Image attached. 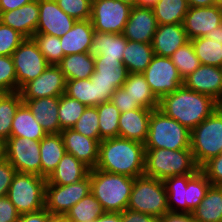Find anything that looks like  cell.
<instances>
[{
	"mask_svg": "<svg viewBox=\"0 0 222 222\" xmlns=\"http://www.w3.org/2000/svg\"><path fill=\"white\" fill-rule=\"evenodd\" d=\"M158 0H136L137 7L152 8Z\"/></svg>",
	"mask_w": 222,
	"mask_h": 222,
	"instance_id": "60",
	"label": "cell"
},
{
	"mask_svg": "<svg viewBox=\"0 0 222 222\" xmlns=\"http://www.w3.org/2000/svg\"><path fill=\"white\" fill-rule=\"evenodd\" d=\"M105 213L100 202L90 192L66 213L70 222H92Z\"/></svg>",
	"mask_w": 222,
	"mask_h": 222,
	"instance_id": "38",
	"label": "cell"
},
{
	"mask_svg": "<svg viewBox=\"0 0 222 222\" xmlns=\"http://www.w3.org/2000/svg\"><path fill=\"white\" fill-rule=\"evenodd\" d=\"M92 222H122L121 213L105 212Z\"/></svg>",
	"mask_w": 222,
	"mask_h": 222,
	"instance_id": "57",
	"label": "cell"
},
{
	"mask_svg": "<svg viewBox=\"0 0 222 222\" xmlns=\"http://www.w3.org/2000/svg\"><path fill=\"white\" fill-rule=\"evenodd\" d=\"M17 92V76L11 56H0V93Z\"/></svg>",
	"mask_w": 222,
	"mask_h": 222,
	"instance_id": "46",
	"label": "cell"
},
{
	"mask_svg": "<svg viewBox=\"0 0 222 222\" xmlns=\"http://www.w3.org/2000/svg\"><path fill=\"white\" fill-rule=\"evenodd\" d=\"M0 22L18 31L25 38H33L39 22V0L0 13Z\"/></svg>",
	"mask_w": 222,
	"mask_h": 222,
	"instance_id": "21",
	"label": "cell"
},
{
	"mask_svg": "<svg viewBox=\"0 0 222 222\" xmlns=\"http://www.w3.org/2000/svg\"><path fill=\"white\" fill-rule=\"evenodd\" d=\"M131 8L129 4L119 0H92L90 21L94 30L123 33Z\"/></svg>",
	"mask_w": 222,
	"mask_h": 222,
	"instance_id": "10",
	"label": "cell"
},
{
	"mask_svg": "<svg viewBox=\"0 0 222 222\" xmlns=\"http://www.w3.org/2000/svg\"><path fill=\"white\" fill-rule=\"evenodd\" d=\"M127 209L162 217L169 211L164 182L146 175L134 178Z\"/></svg>",
	"mask_w": 222,
	"mask_h": 222,
	"instance_id": "7",
	"label": "cell"
},
{
	"mask_svg": "<svg viewBox=\"0 0 222 222\" xmlns=\"http://www.w3.org/2000/svg\"><path fill=\"white\" fill-rule=\"evenodd\" d=\"M22 103L19 91L0 93V140L5 142L10 137L13 117Z\"/></svg>",
	"mask_w": 222,
	"mask_h": 222,
	"instance_id": "37",
	"label": "cell"
},
{
	"mask_svg": "<svg viewBox=\"0 0 222 222\" xmlns=\"http://www.w3.org/2000/svg\"><path fill=\"white\" fill-rule=\"evenodd\" d=\"M188 8L187 0H158L152 7L158 25L183 24Z\"/></svg>",
	"mask_w": 222,
	"mask_h": 222,
	"instance_id": "35",
	"label": "cell"
},
{
	"mask_svg": "<svg viewBox=\"0 0 222 222\" xmlns=\"http://www.w3.org/2000/svg\"><path fill=\"white\" fill-rule=\"evenodd\" d=\"M89 175L83 180L69 185H45V209L50 214L66 215L71 207L90 193Z\"/></svg>",
	"mask_w": 222,
	"mask_h": 222,
	"instance_id": "13",
	"label": "cell"
},
{
	"mask_svg": "<svg viewBox=\"0 0 222 222\" xmlns=\"http://www.w3.org/2000/svg\"><path fill=\"white\" fill-rule=\"evenodd\" d=\"M34 41L38 44L40 52L50 65H57L63 58L60 38L43 33H35Z\"/></svg>",
	"mask_w": 222,
	"mask_h": 222,
	"instance_id": "44",
	"label": "cell"
},
{
	"mask_svg": "<svg viewBox=\"0 0 222 222\" xmlns=\"http://www.w3.org/2000/svg\"><path fill=\"white\" fill-rule=\"evenodd\" d=\"M24 40L18 31L0 22V56H12Z\"/></svg>",
	"mask_w": 222,
	"mask_h": 222,
	"instance_id": "48",
	"label": "cell"
},
{
	"mask_svg": "<svg viewBox=\"0 0 222 222\" xmlns=\"http://www.w3.org/2000/svg\"><path fill=\"white\" fill-rule=\"evenodd\" d=\"M211 185L222 186V153L209 159L199 168Z\"/></svg>",
	"mask_w": 222,
	"mask_h": 222,
	"instance_id": "49",
	"label": "cell"
},
{
	"mask_svg": "<svg viewBox=\"0 0 222 222\" xmlns=\"http://www.w3.org/2000/svg\"><path fill=\"white\" fill-rule=\"evenodd\" d=\"M94 73L90 79L94 83L95 106L109 102L116 89L123 86L128 71L119 59L95 57Z\"/></svg>",
	"mask_w": 222,
	"mask_h": 222,
	"instance_id": "9",
	"label": "cell"
},
{
	"mask_svg": "<svg viewBox=\"0 0 222 222\" xmlns=\"http://www.w3.org/2000/svg\"><path fill=\"white\" fill-rule=\"evenodd\" d=\"M193 174L178 175L166 178L163 182L167 192V205L169 211L173 212H186V188L188 179Z\"/></svg>",
	"mask_w": 222,
	"mask_h": 222,
	"instance_id": "36",
	"label": "cell"
},
{
	"mask_svg": "<svg viewBox=\"0 0 222 222\" xmlns=\"http://www.w3.org/2000/svg\"><path fill=\"white\" fill-rule=\"evenodd\" d=\"M127 39L117 33L98 32L94 30L88 53L93 57L103 56L105 59H119L123 61Z\"/></svg>",
	"mask_w": 222,
	"mask_h": 222,
	"instance_id": "27",
	"label": "cell"
},
{
	"mask_svg": "<svg viewBox=\"0 0 222 222\" xmlns=\"http://www.w3.org/2000/svg\"><path fill=\"white\" fill-rule=\"evenodd\" d=\"M119 1L129 4L131 7L136 6V0H119Z\"/></svg>",
	"mask_w": 222,
	"mask_h": 222,
	"instance_id": "62",
	"label": "cell"
},
{
	"mask_svg": "<svg viewBox=\"0 0 222 222\" xmlns=\"http://www.w3.org/2000/svg\"><path fill=\"white\" fill-rule=\"evenodd\" d=\"M48 211L44 208L33 213H24L19 216L18 222H46Z\"/></svg>",
	"mask_w": 222,
	"mask_h": 222,
	"instance_id": "55",
	"label": "cell"
},
{
	"mask_svg": "<svg viewBox=\"0 0 222 222\" xmlns=\"http://www.w3.org/2000/svg\"><path fill=\"white\" fill-rule=\"evenodd\" d=\"M122 222H159V219L153 215L136 212L125 209L121 213Z\"/></svg>",
	"mask_w": 222,
	"mask_h": 222,
	"instance_id": "53",
	"label": "cell"
},
{
	"mask_svg": "<svg viewBox=\"0 0 222 222\" xmlns=\"http://www.w3.org/2000/svg\"><path fill=\"white\" fill-rule=\"evenodd\" d=\"M6 159L5 155V142L0 140V162Z\"/></svg>",
	"mask_w": 222,
	"mask_h": 222,
	"instance_id": "61",
	"label": "cell"
},
{
	"mask_svg": "<svg viewBox=\"0 0 222 222\" xmlns=\"http://www.w3.org/2000/svg\"><path fill=\"white\" fill-rule=\"evenodd\" d=\"M58 6L76 20H89L92 0H55Z\"/></svg>",
	"mask_w": 222,
	"mask_h": 222,
	"instance_id": "47",
	"label": "cell"
},
{
	"mask_svg": "<svg viewBox=\"0 0 222 222\" xmlns=\"http://www.w3.org/2000/svg\"><path fill=\"white\" fill-rule=\"evenodd\" d=\"M94 28L89 20H77L73 27L60 37L63 57L75 53L88 52L92 42Z\"/></svg>",
	"mask_w": 222,
	"mask_h": 222,
	"instance_id": "26",
	"label": "cell"
},
{
	"mask_svg": "<svg viewBox=\"0 0 222 222\" xmlns=\"http://www.w3.org/2000/svg\"><path fill=\"white\" fill-rule=\"evenodd\" d=\"M99 117L100 139L119 137V109L111 102L96 106Z\"/></svg>",
	"mask_w": 222,
	"mask_h": 222,
	"instance_id": "39",
	"label": "cell"
},
{
	"mask_svg": "<svg viewBox=\"0 0 222 222\" xmlns=\"http://www.w3.org/2000/svg\"><path fill=\"white\" fill-rule=\"evenodd\" d=\"M110 101L119 109L120 113L142 108L137 101H133L123 87L116 89Z\"/></svg>",
	"mask_w": 222,
	"mask_h": 222,
	"instance_id": "50",
	"label": "cell"
},
{
	"mask_svg": "<svg viewBox=\"0 0 222 222\" xmlns=\"http://www.w3.org/2000/svg\"><path fill=\"white\" fill-rule=\"evenodd\" d=\"M60 134L66 153L72 154L90 169L96 167L99 157V141L86 137L73 129L62 130Z\"/></svg>",
	"mask_w": 222,
	"mask_h": 222,
	"instance_id": "20",
	"label": "cell"
},
{
	"mask_svg": "<svg viewBox=\"0 0 222 222\" xmlns=\"http://www.w3.org/2000/svg\"><path fill=\"white\" fill-rule=\"evenodd\" d=\"M95 168L133 178L142 176L145 171V146L122 137L104 139L99 144Z\"/></svg>",
	"mask_w": 222,
	"mask_h": 222,
	"instance_id": "1",
	"label": "cell"
},
{
	"mask_svg": "<svg viewBox=\"0 0 222 222\" xmlns=\"http://www.w3.org/2000/svg\"><path fill=\"white\" fill-rule=\"evenodd\" d=\"M192 215L197 222H222V186L210 185Z\"/></svg>",
	"mask_w": 222,
	"mask_h": 222,
	"instance_id": "31",
	"label": "cell"
},
{
	"mask_svg": "<svg viewBox=\"0 0 222 222\" xmlns=\"http://www.w3.org/2000/svg\"><path fill=\"white\" fill-rule=\"evenodd\" d=\"M86 106L66 94L59 96L58 118L60 132L65 129H72L77 120L81 117Z\"/></svg>",
	"mask_w": 222,
	"mask_h": 222,
	"instance_id": "40",
	"label": "cell"
},
{
	"mask_svg": "<svg viewBox=\"0 0 222 222\" xmlns=\"http://www.w3.org/2000/svg\"><path fill=\"white\" fill-rule=\"evenodd\" d=\"M122 87L142 108L151 110L158 108L159 99L151 91L143 73H129Z\"/></svg>",
	"mask_w": 222,
	"mask_h": 222,
	"instance_id": "33",
	"label": "cell"
},
{
	"mask_svg": "<svg viewBox=\"0 0 222 222\" xmlns=\"http://www.w3.org/2000/svg\"><path fill=\"white\" fill-rule=\"evenodd\" d=\"M190 134L186 127L164 114L153 109L149 118V130L145 148L181 150L190 149Z\"/></svg>",
	"mask_w": 222,
	"mask_h": 222,
	"instance_id": "5",
	"label": "cell"
},
{
	"mask_svg": "<svg viewBox=\"0 0 222 222\" xmlns=\"http://www.w3.org/2000/svg\"><path fill=\"white\" fill-rule=\"evenodd\" d=\"M190 41L200 64L222 68V24L208 32L205 37L193 38Z\"/></svg>",
	"mask_w": 222,
	"mask_h": 222,
	"instance_id": "25",
	"label": "cell"
},
{
	"mask_svg": "<svg viewBox=\"0 0 222 222\" xmlns=\"http://www.w3.org/2000/svg\"><path fill=\"white\" fill-rule=\"evenodd\" d=\"M189 7H208L216 5V0H187Z\"/></svg>",
	"mask_w": 222,
	"mask_h": 222,
	"instance_id": "58",
	"label": "cell"
},
{
	"mask_svg": "<svg viewBox=\"0 0 222 222\" xmlns=\"http://www.w3.org/2000/svg\"><path fill=\"white\" fill-rule=\"evenodd\" d=\"M159 222H197L192 213L168 211L159 218Z\"/></svg>",
	"mask_w": 222,
	"mask_h": 222,
	"instance_id": "54",
	"label": "cell"
},
{
	"mask_svg": "<svg viewBox=\"0 0 222 222\" xmlns=\"http://www.w3.org/2000/svg\"><path fill=\"white\" fill-rule=\"evenodd\" d=\"M143 74L158 99L183 85V79L170 57L154 55Z\"/></svg>",
	"mask_w": 222,
	"mask_h": 222,
	"instance_id": "14",
	"label": "cell"
},
{
	"mask_svg": "<svg viewBox=\"0 0 222 222\" xmlns=\"http://www.w3.org/2000/svg\"><path fill=\"white\" fill-rule=\"evenodd\" d=\"M77 20L66 14L55 0H39V22L36 33L62 37Z\"/></svg>",
	"mask_w": 222,
	"mask_h": 222,
	"instance_id": "17",
	"label": "cell"
},
{
	"mask_svg": "<svg viewBox=\"0 0 222 222\" xmlns=\"http://www.w3.org/2000/svg\"><path fill=\"white\" fill-rule=\"evenodd\" d=\"M32 1L33 0H0V13L12 11Z\"/></svg>",
	"mask_w": 222,
	"mask_h": 222,
	"instance_id": "56",
	"label": "cell"
},
{
	"mask_svg": "<svg viewBox=\"0 0 222 222\" xmlns=\"http://www.w3.org/2000/svg\"><path fill=\"white\" fill-rule=\"evenodd\" d=\"M151 43L128 41L123 51L122 63L128 73H143L154 57Z\"/></svg>",
	"mask_w": 222,
	"mask_h": 222,
	"instance_id": "32",
	"label": "cell"
},
{
	"mask_svg": "<svg viewBox=\"0 0 222 222\" xmlns=\"http://www.w3.org/2000/svg\"><path fill=\"white\" fill-rule=\"evenodd\" d=\"M45 185L42 176L16 172L7 197L20 215L37 212L45 208Z\"/></svg>",
	"mask_w": 222,
	"mask_h": 222,
	"instance_id": "8",
	"label": "cell"
},
{
	"mask_svg": "<svg viewBox=\"0 0 222 222\" xmlns=\"http://www.w3.org/2000/svg\"><path fill=\"white\" fill-rule=\"evenodd\" d=\"M183 85L198 93L211 96L222 103V68L200 65L193 73L183 79Z\"/></svg>",
	"mask_w": 222,
	"mask_h": 222,
	"instance_id": "18",
	"label": "cell"
},
{
	"mask_svg": "<svg viewBox=\"0 0 222 222\" xmlns=\"http://www.w3.org/2000/svg\"><path fill=\"white\" fill-rule=\"evenodd\" d=\"M19 216L7 195L0 197V222H18Z\"/></svg>",
	"mask_w": 222,
	"mask_h": 222,
	"instance_id": "52",
	"label": "cell"
},
{
	"mask_svg": "<svg viewBox=\"0 0 222 222\" xmlns=\"http://www.w3.org/2000/svg\"><path fill=\"white\" fill-rule=\"evenodd\" d=\"M219 103L211 96L180 86L159 99L158 109L192 131L209 117Z\"/></svg>",
	"mask_w": 222,
	"mask_h": 222,
	"instance_id": "2",
	"label": "cell"
},
{
	"mask_svg": "<svg viewBox=\"0 0 222 222\" xmlns=\"http://www.w3.org/2000/svg\"><path fill=\"white\" fill-rule=\"evenodd\" d=\"M66 154L60 133L47 134L40 140L41 176L48 178Z\"/></svg>",
	"mask_w": 222,
	"mask_h": 222,
	"instance_id": "29",
	"label": "cell"
},
{
	"mask_svg": "<svg viewBox=\"0 0 222 222\" xmlns=\"http://www.w3.org/2000/svg\"><path fill=\"white\" fill-rule=\"evenodd\" d=\"M90 168L72 154L66 153L55 170L46 179V184L69 185L89 175Z\"/></svg>",
	"mask_w": 222,
	"mask_h": 222,
	"instance_id": "28",
	"label": "cell"
},
{
	"mask_svg": "<svg viewBox=\"0 0 222 222\" xmlns=\"http://www.w3.org/2000/svg\"><path fill=\"white\" fill-rule=\"evenodd\" d=\"M196 165L191 149L145 148L144 175L164 181L178 175L194 174Z\"/></svg>",
	"mask_w": 222,
	"mask_h": 222,
	"instance_id": "4",
	"label": "cell"
},
{
	"mask_svg": "<svg viewBox=\"0 0 222 222\" xmlns=\"http://www.w3.org/2000/svg\"><path fill=\"white\" fill-rule=\"evenodd\" d=\"M211 183L199 169L189 179L186 188L187 213L199 206Z\"/></svg>",
	"mask_w": 222,
	"mask_h": 222,
	"instance_id": "41",
	"label": "cell"
},
{
	"mask_svg": "<svg viewBox=\"0 0 222 222\" xmlns=\"http://www.w3.org/2000/svg\"><path fill=\"white\" fill-rule=\"evenodd\" d=\"M15 173V168L6 159L0 162V197L8 194Z\"/></svg>",
	"mask_w": 222,
	"mask_h": 222,
	"instance_id": "51",
	"label": "cell"
},
{
	"mask_svg": "<svg viewBox=\"0 0 222 222\" xmlns=\"http://www.w3.org/2000/svg\"><path fill=\"white\" fill-rule=\"evenodd\" d=\"M158 27L152 8L132 7L123 35L128 41L152 43Z\"/></svg>",
	"mask_w": 222,
	"mask_h": 222,
	"instance_id": "19",
	"label": "cell"
},
{
	"mask_svg": "<svg viewBox=\"0 0 222 222\" xmlns=\"http://www.w3.org/2000/svg\"><path fill=\"white\" fill-rule=\"evenodd\" d=\"M190 149L199 168L209 159L222 153V108L220 106L191 131Z\"/></svg>",
	"mask_w": 222,
	"mask_h": 222,
	"instance_id": "6",
	"label": "cell"
},
{
	"mask_svg": "<svg viewBox=\"0 0 222 222\" xmlns=\"http://www.w3.org/2000/svg\"><path fill=\"white\" fill-rule=\"evenodd\" d=\"M151 112V109L138 108L120 113L119 137L144 144L148 136Z\"/></svg>",
	"mask_w": 222,
	"mask_h": 222,
	"instance_id": "23",
	"label": "cell"
},
{
	"mask_svg": "<svg viewBox=\"0 0 222 222\" xmlns=\"http://www.w3.org/2000/svg\"><path fill=\"white\" fill-rule=\"evenodd\" d=\"M46 135L41 124L34 118L31 110L25 103H22L13 117L10 136L40 141Z\"/></svg>",
	"mask_w": 222,
	"mask_h": 222,
	"instance_id": "30",
	"label": "cell"
},
{
	"mask_svg": "<svg viewBox=\"0 0 222 222\" xmlns=\"http://www.w3.org/2000/svg\"><path fill=\"white\" fill-rule=\"evenodd\" d=\"M189 41L183 24H163L158 25L151 45L155 55L170 57Z\"/></svg>",
	"mask_w": 222,
	"mask_h": 222,
	"instance_id": "22",
	"label": "cell"
},
{
	"mask_svg": "<svg viewBox=\"0 0 222 222\" xmlns=\"http://www.w3.org/2000/svg\"><path fill=\"white\" fill-rule=\"evenodd\" d=\"M222 24V8L218 5L208 7H189L184 17L183 27L189 40L205 37Z\"/></svg>",
	"mask_w": 222,
	"mask_h": 222,
	"instance_id": "16",
	"label": "cell"
},
{
	"mask_svg": "<svg viewBox=\"0 0 222 222\" xmlns=\"http://www.w3.org/2000/svg\"><path fill=\"white\" fill-rule=\"evenodd\" d=\"M5 155L16 172L41 176L40 141L10 136L5 141Z\"/></svg>",
	"mask_w": 222,
	"mask_h": 222,
	"instance_id": "12",
	"label": "cell"
},
{
	"mask_svg": "<svg viewBox=\"0 0 222 222\" xmlns=\"http://www.w3.org/2000/svg\"><path fill=\"white\" fill-rule=\"evenodd\" d=\"M64 94L78 100L86 107L95 106L94 83L90 78L67 80Z\"/></svg>",
	"mask_w": 222,
	"mask_h": 222,
	"instance_id": "43",
	"label": "cell"
},
{
	"mask_svg": "<svg viewBox=\"0 0 222 222\" xmlns=\"http://www.w3.org/2000/svg\"><path fill=\"white\" fill-rule=\"evenodd\" d=\"M216 5L222 8V0H216Z\"/></svg>",
	"mask_w": 222,
	"mask_h": 222,
	"instance_id": "63",
	"label": "cell"
},
{
	"mask_svg": "<svg viewBox=\"0 0 222 222\" xmlns=\"http://www.w3.org/2000/svg\"><path fill=\"white\" fill-rule=\"evenodd\" d=\"M72 129L82 135L101 142L99 130V117L96 106L86 107L81 117Z\"/></svg>",
	"mask_w": 222,
	"mask_h": 222,
	"instance_id": "45",
	"label": "cell"
},
{
	"mask_svg": "<svg viewBox=\"0 0 222 222\" xmlns=\"http://www.w3.org/2000/svg\"><path fill=\"white\" fill-rule=\"evenodd\" d=\"M11 57L17 76V91L36 79L50 65L33 38H25Z\"/></svg>",
	"mask_w": 222,
	"mask_h": 222,
	"instance_id": "11",
	"label": "cell"
},
{
	"mask_svg": "<svg viewBox=\"0 0 222 222\" xmlns=\"http://www.w3.org/2000/svg\"><path fill=\"white\" fill-rule=\"evenodd\" d=\"M22 101L31 110L34 118L41 124L46 134L60 133L59 96Z\"/></svg>",
	"mask_w": 222,
	"mask_h": 222,
	"instance_id": "24",
	"label": "cell"
},
{
	"mask_svg": "<svg viewBox=\"0 0 222 222\" xmlns=\"http://www.w3.org/2000/svg\"><path fill=\"white\" fill-rule=\"evenodd\" d=\"M95 59L88 53L67 55L57 64L66 80L88 79L94 73Z\"/></svg>",
	"mask_w": 222,
	"mask_h": 222,
	"instance_id": "34",
	"label": "cell"
},
{
	"mask_svg": "<svg viewBox=\"0 0 222 222\" xmlns=\"http://www.w3.org/2000/svg\"><path fill=\"white\" fill-rule=\"evenodd\" d=\"M46 222H70V221L67 219L66 215L50 214L48 212V218L46 219Z\"/></svg>",
	"mask_w": 222,
	"mask_h": 222,
	"instance_id": "59",
	"label": "cell"
},
{
	"mask_svg": "<svg viewBox=\"0 0 222 222\" xmlns=\"http://www.w3.org/2000/svg\"><path fill=\"white\" fill-rule=\"evenodd\" d=\"M170 58L182 79L193 73L201 65L191 41L178 48Z\"/></svg>",
	"mask_w": 222,
	"mask_h": 222,
	"instance_id": "42",
	"label": "cell"
},
{
	"mask_svg": "<svg viewBox=\"0 0 222 222\" xmlns=\"http://www.w3.org/2000/svg\"><path fill=\"white\" fill-rule=\"evenodd\" d=\"M66 78L57 65H49L36 79L26 83L20 90L22 100L56 97L65 93Z\"/></svg>",
	"mask_w": 222,
	"mask_h": 222,
	"instance_id": "15",
	"label": "cell"
},
{
	"mask_svg": "<svg viewBox=\"0 0 222 222\" xmlns=\"http://www.w3.org/2000/svg\"><path fill=\"white\" fill-rule=\"evenodd\" d=\"M90 192L105 212L122 213L127 209L134 178L116 173L90 169Z\"/></svg>",
	"mask_w": 222,
	"mask_h": 222,
	"instance_id": "3",
	"label": "cell"
}]
</instances>
